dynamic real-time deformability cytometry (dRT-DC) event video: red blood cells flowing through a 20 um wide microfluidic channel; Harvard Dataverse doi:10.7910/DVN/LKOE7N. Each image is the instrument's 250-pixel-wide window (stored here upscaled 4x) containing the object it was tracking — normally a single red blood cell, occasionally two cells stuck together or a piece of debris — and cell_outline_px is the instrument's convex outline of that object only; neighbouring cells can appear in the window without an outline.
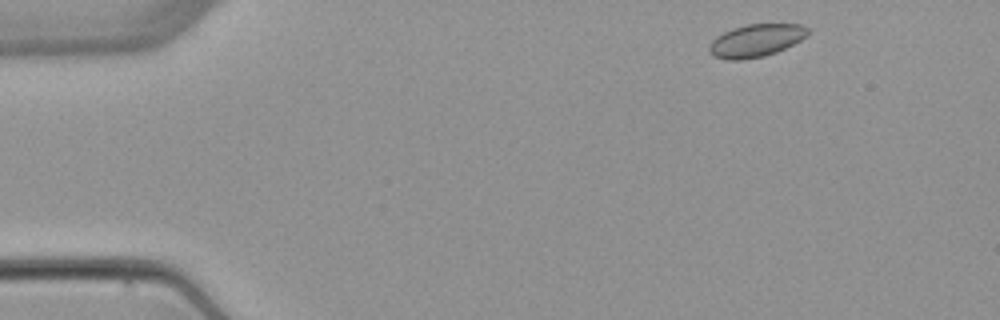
{"species": "common noctule bat (a hibernating species)", "species_latin": "Nyctalus noctula", "temperature_condition": "warm", "stored_images_in_passage": 6, "camera_frame_rate_fps": 3000, "um_per_image_px": 0.085, "animal": {"sex": "female", "body_mass_g": 22.7, "forearm_length_mm": 54.2}, "frame": {"image": 1, "passage_image": 1, "time_ms": 0.0, "image_size_px": [1000, 320], "cell_outline_px": [[808, 32], [800, 40], [776, 52], [764, 56], [740, 60], [728, 60], [712, 56], [708, 52], [708, 48], [712, 40], [716, 36], [732, 28], [748, 24], [800, 24], [808, 28]], "centroid_in_image_um": [64.2, 3.45], "position_along_channel_um": 20.8, "area_um2": 18.67}}
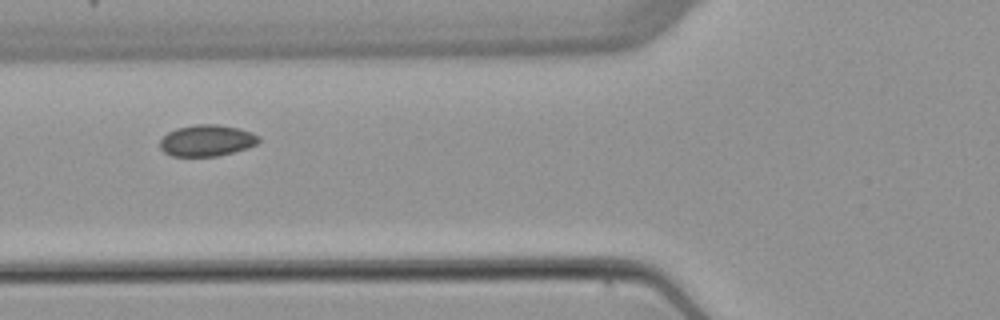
{"frame": {"image": 2, "passage_image": 5, "time_ms": 4.667, "image_size_px": [1000, 320], "cell_outline_px": [[260, 140], [256, 144], [248, 148], [220, 156], [172, 156], [164, 152], [160, 148], [160, 140], [168, 132], [176, 128], [196, 124], [216, 124], [240, 128], [252, 132], [260, 136]], "centroid_in_image_um": [17.6, 11.94], "position_along_channel_um": 108.2, "area_um2": 18.26}}
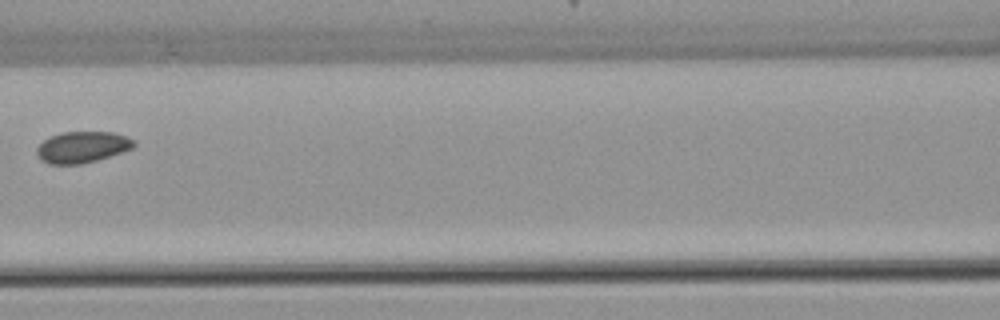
{"frame": {"image": 3, "passage_image": 6, "time_ms": 6.0, "image_size_px": [1000, 320], "cell_outline_px": [[136, 144], [132, 148], [84, 164], [48, 164], [40, 160], [36, 152], [36, 148], [44, 140], [60, 132], [112, 132], [124, 136], [132, 140]], "centroid_in_image_um": [6.93, 12.51], "position_along_channel_um": 159.7, "area_um2": 17.51}}